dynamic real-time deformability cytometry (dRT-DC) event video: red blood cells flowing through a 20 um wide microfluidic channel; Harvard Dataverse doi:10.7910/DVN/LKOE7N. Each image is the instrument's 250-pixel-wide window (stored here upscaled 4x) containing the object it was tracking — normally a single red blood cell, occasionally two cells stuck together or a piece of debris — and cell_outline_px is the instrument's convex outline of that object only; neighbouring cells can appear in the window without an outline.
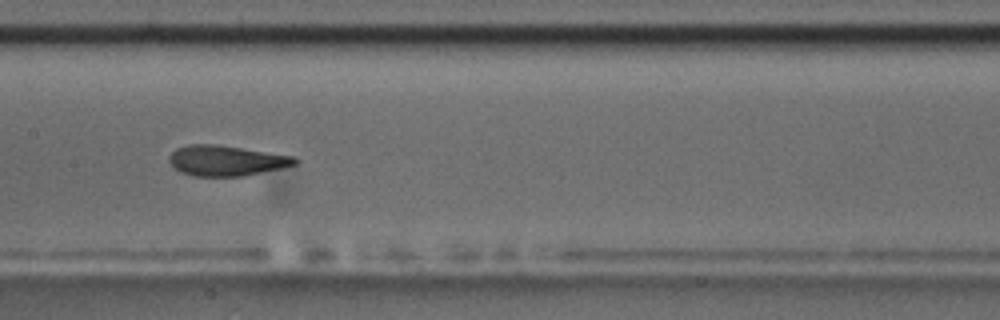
{"species": "common noctule bat (a hibernating species)", "species_latin": "Nyctalus noctula", "temperature_condition": "room temperature", "stored_images_in_passage": 10, "camera_frame_rate_fps": 3000, "um_per_image_px": 0.085, "animal": {"sex": "male", "body_mass_g": 17.5, "forearm_length_mm": 52.3}, "frame": {"image": 1, "passage_image": 9, "time_ms": 9.333, "image_size_px": [1000, 320], "cell_outline_px": [[300, 160], [296, 164], [280, 168], [244, 176], [192, 176], [180, 172], [168, 160], [168, 156], [176, 148], [188, 144], [216, 144], [296, 156]], "centroid_in_image_um": [19.23, 13.64], "position_along_channel_um": 188.2, "area_um2": 22.37}}
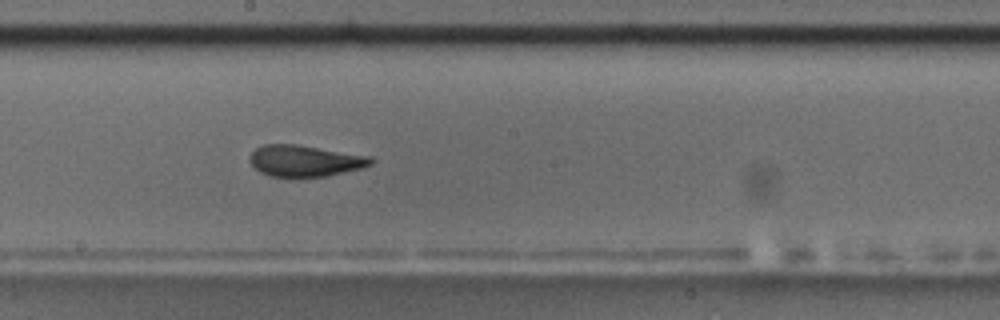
{"frame": {"image": 2, "passage_image": 10, "time_ms": 10.333, "image_size_px": [1000, 320], "cell_outline_px": [[376, 160], [372, 164], [364, 168], [328, 176], [292, 180], [272, 176], [260, 172], [248, 160], [248, 156], [256, 148], [264, 144], [296, 144], [372, 156]], "centroid_in_image_um": [25.94, 13.71], "position_along_channel_um": 222.3, "area_um2": 23.06}}